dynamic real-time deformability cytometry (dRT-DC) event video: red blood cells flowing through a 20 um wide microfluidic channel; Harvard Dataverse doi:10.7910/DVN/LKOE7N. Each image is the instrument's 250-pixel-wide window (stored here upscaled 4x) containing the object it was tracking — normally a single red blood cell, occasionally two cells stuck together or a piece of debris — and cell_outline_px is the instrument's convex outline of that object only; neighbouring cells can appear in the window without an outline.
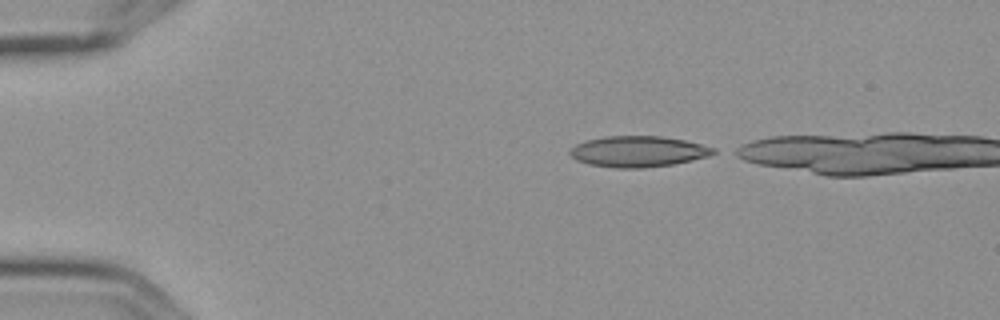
{"species": "Egyptian fruit bat (a non-hibernating species)", "species_latin": "Rousettus aegyptiacus", "temperature_condition": "cold", "stored_images_in_passage": 3, "camera_frame_rate_fps": 3000, "um_per_image_px": 0.085, "frame": {"image": 1, "passage_image": 1, "time_ms": 0.0, "image_size_px": [1000, 320], "cell_outline_px": [[716, 152], [708, 156], [692, 160], [672, 164], [640, 168], [616, 168], [588, 164], [576, 160], [568, 152], [576, 144], [584, 140], [604, 136], [660, 136], [684, 140], [716, 148]], "centroid_in_image_um": [54.21, 12.87], "position_along_channel_um": 30.8, "area_um2": 25.78}}